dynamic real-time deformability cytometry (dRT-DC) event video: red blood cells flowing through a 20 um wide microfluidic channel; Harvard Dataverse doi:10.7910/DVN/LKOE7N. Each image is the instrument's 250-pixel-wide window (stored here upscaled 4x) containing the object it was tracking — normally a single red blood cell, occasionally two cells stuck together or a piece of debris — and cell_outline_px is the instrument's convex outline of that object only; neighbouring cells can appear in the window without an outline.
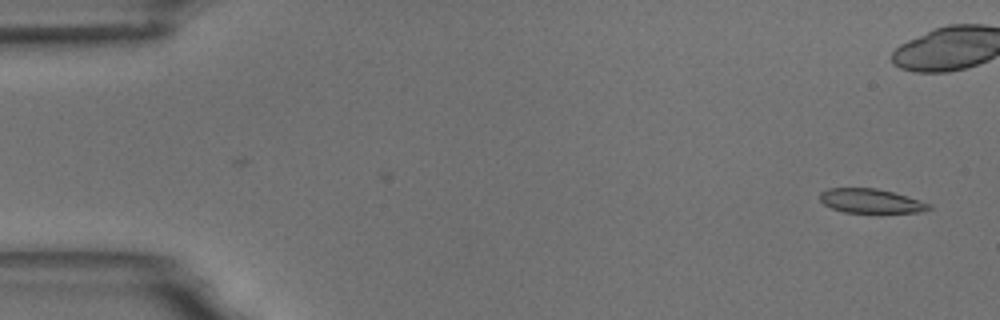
{"species": "common noctule bat (a hibernating species)", "species_latin": "Nyctalus noctula", "temperature_condition": "room temperature", "stored_images_in_passage": 19, "camera_frame_rate_fps": 3000, "um_per_image_px": 0.085, "animal": {"sex": "male", "body_mass_g": 18.8}, "frame": {"image": 1, "passage_image": 3, "time_ms": 0.667, "image_size_px": [1000, 320], "cell_outline_px": [[932, 208], [924, 212], [844, 212], [832, 208], [824, 204], [820, 200], [820, 192], [828, 188], [876, 188], [892, 192], [920, 200], [932, 204]], "centroid_in_image_um": [74.04, 17.08], "position_along_channel_um": 11.0, "area_um2": 15.32}}